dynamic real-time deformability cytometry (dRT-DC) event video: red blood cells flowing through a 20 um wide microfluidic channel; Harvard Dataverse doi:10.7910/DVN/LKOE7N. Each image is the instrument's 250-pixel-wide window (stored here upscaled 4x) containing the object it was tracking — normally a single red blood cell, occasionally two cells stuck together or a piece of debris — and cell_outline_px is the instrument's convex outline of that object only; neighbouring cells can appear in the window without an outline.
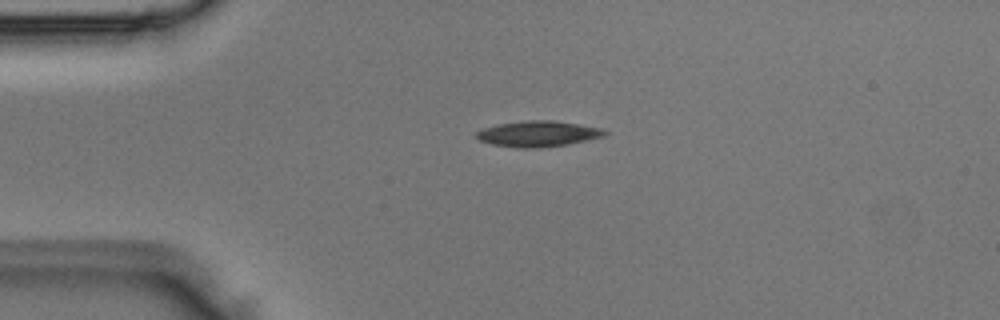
{"species": "Egyptian fruit bat (a non-hibernating species)", "species_latin": "Rousettus aegyptiacus", "temperature_condition": "room temperature", "stored_images_in_passage": 3, "camera_frame_rate_fps": 3000, "um_per_image_px": 0.085, "animal": {"sex": "male"}, "frame": {"image": 1, "passage_image": 1, "time_ms": 0.0, "image_size_px": [1000, 320], "cell_outline_px": [[608, 132], [604, 136], [588, 140], [568, 144], [532, 148], [520, 148], [492, 144], [480, 140], [476, 136], [476, 132], [484, 128], [496, 124], [528, 120], [552, 120], [580, 124], [604, 128]], "centroid_in_image_um": [45.77, 11.36], "position_along_channel_um": 39.2, "area_um2": 19.25}}
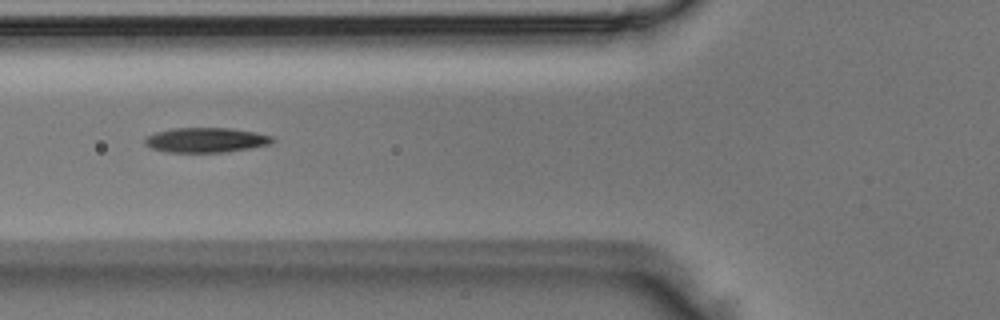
{"frame": {"image": 2, "passage_image": 3, "time_ms": 0.667, "image_size_px": [1000, 320], "cell_outline_px": [[276, 140], [268, 144], [252, 148], [224, 152], [164, 152], [152, 148], [144, 144], [144, 140], [148, 136], [156, 132], [172, 128], [232, 128], [256, 132], [272, 136]], "centroid_in_image_um": [17.51, 11.9], "position_along_channel_um": 108.3, "area_um2": 18.5}}